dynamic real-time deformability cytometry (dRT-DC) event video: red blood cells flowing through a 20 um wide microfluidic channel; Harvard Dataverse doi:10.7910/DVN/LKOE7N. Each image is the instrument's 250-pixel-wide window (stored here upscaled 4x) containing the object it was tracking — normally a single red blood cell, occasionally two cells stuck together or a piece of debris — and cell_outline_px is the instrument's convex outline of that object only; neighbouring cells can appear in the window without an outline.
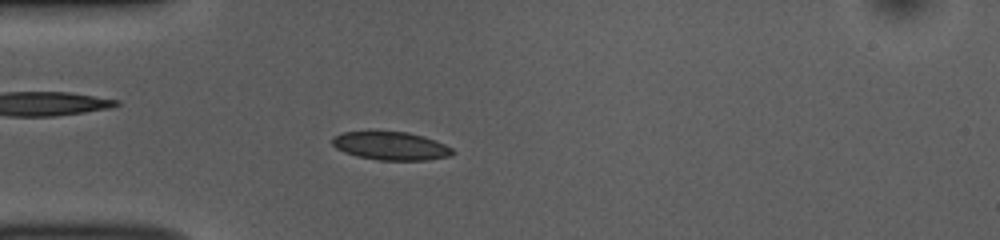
{"species": "common noctule bat (a hibernating species)", "species_latin": "Nyctalus noctula", "temperature_condition": "room temperature", "stored_images_in_passage": 52, "camera_frame_rate_fps": 3000, "um_per_image_px": 0.085, "animal": {"sex": "female", "body_mass_g": 10.0, "forearm_length_mm": 53.1}, "frame": {"image": 1, "passage_image": 14, "time_ms": 4.333, "image_size_px": [1000, 240], "cell_outline_px": [[456, 152], [452, 156], [428, 160], [376, 160], [356, 156], [344, 152], [336, 148], [332, 144], [332, 136], [344, 132], [408, 132], [424, 136], [436, 140], [452, 148]], "centroid_in_image_um": [33.25, 12.41], "position_along_channel_um": 51.8, "area_um2": 19.94}}
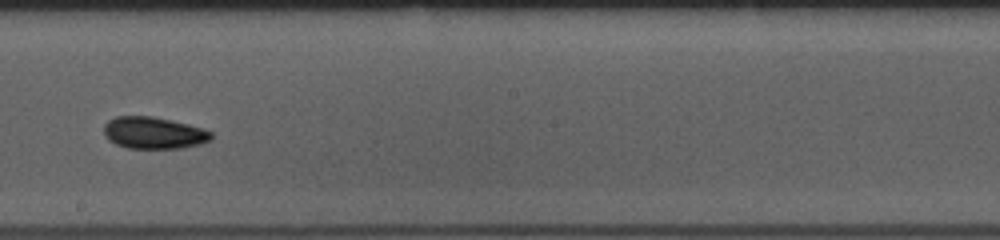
{"frame": {"image": 2, "passage_image": 29, "time_ms": 9.333, "image_size_px": [1000, 240], "cell_outline_px": [[212, 140], [200, 144], [184, 148], [128, 148], [116, 144], [108, 140], [104, 132], [104, 124], [108, 120], [116, 116], [152, 116], [172, 120], [204, 128], [212, 132]], "centroid_in_image_um": [13.09, 11.29], "position_along_channel_um": 235.1, "area_um2": 20.11}}
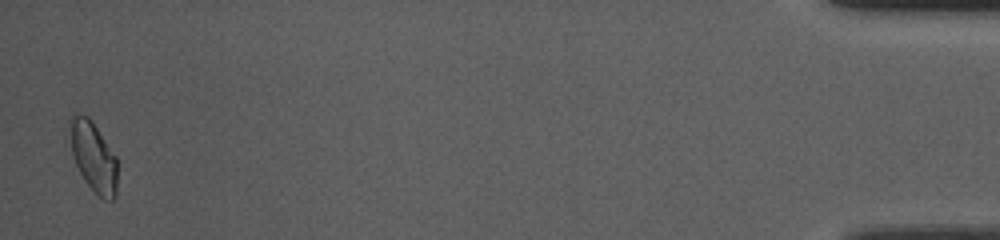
{"frame": {"image": 3, "passage_image": 51, "time_ms": 16.667, "image_size_px": [1000, 240], "cell_outline_px": [[116, 196], [112, 200], [104, 200], [84, 180], [72, 156], [68, 120], [72, 112], [88, 116], [92, 120], [116, 156]], "centroid_in_image_um": [7.91, 13.25], "position_along_channel_um": 427.3, "area_um2": 19.42}, "authors_computed_cell_mechanics": {"area_um2": 19.1896, "velocity_mm_per_s": 3.8298, "shape_relaxation_time_tau1_ms": 2.5882, "shape_relaxation_time_tau2_ms": 6.3581, "deformation_change_tau1": 0.0704, "deformation_change_tau2": 0.0869}}